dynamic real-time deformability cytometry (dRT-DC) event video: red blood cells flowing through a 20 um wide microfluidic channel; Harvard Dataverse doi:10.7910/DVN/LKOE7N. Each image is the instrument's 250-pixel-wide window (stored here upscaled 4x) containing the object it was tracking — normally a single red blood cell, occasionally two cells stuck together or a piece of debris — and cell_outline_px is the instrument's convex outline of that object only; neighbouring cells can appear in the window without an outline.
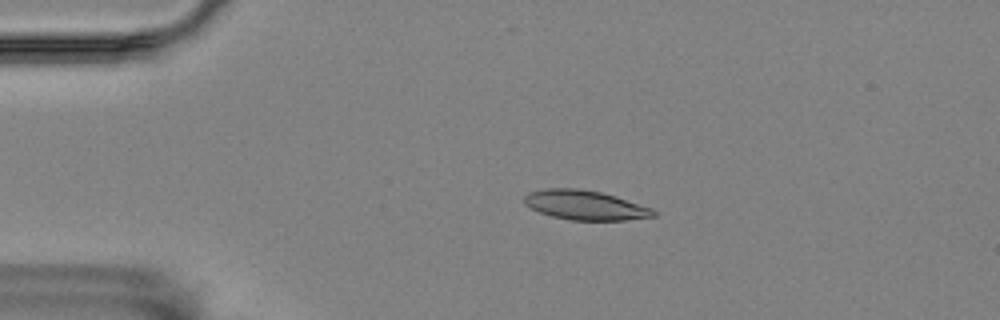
{"species": "Egyptian fruit bat (a non-hibernating species)", "species_latin": "Rousettus aegyptiacus", "temperature_condition": "room temperature", "stored_images_in_passage": 6, "camera_frame_rate_fps": 3000, "um_per_image_px": 0.085, "animal": {"sex": "female"}, "frame": {"image": 1, "passage_image": 4, "time_ms": 1.0, "image_size_px": [1000, 320], "cell_outline_px": [[656, 216], [628, 220], [572, 220], [552, 216], [540, 212], [524, 204], [524, 196], [528, 192], [544, 188], [580, 188], [600, 192], [652, 208], [656, 212]], "centroid_in_image_um": [49.71, 17.43], "position_along_channel_um": 35.3, "area_um2": 22.08}}